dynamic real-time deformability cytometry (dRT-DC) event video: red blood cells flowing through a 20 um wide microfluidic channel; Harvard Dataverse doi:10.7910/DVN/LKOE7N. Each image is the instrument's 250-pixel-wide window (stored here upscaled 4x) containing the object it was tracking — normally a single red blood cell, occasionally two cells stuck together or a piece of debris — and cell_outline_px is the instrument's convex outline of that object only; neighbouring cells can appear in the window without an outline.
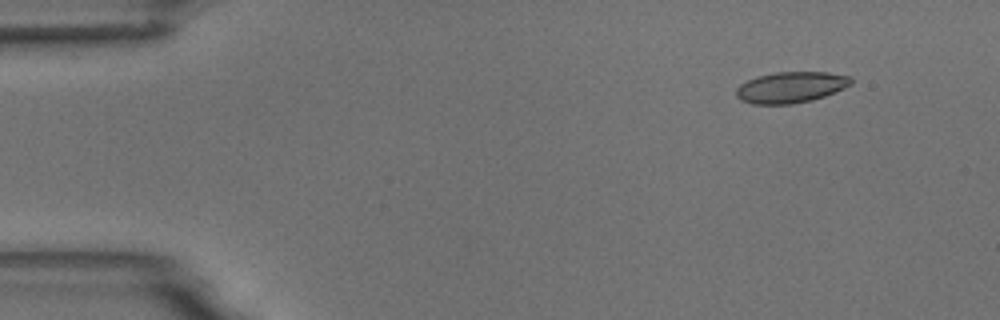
{"species": "common noctule bat (a hibernating species)", "species_latin": "Nyctalus noctula", "temperature_condition": "room temperature", "stored_images_in_passage": 5, "camera_frame_rate_fps": 3000, "um_per_image_px": 0.085, "animal": {"sex": "male", "body_mass_g": 18.8}, "frame": {"image": 1, "passage_image": 2, "time_ms": 1.333, "image_size_px": [1000, 320], "cell_outline_px": [[852, 84], [844, 88], [824, 96], [812, 100], [792, 104], [752, 104], [740, 100], [736, 96], [736, 88], [740, 84], [756, 76], [776, 72], [828, 72], [852, 76]], "centroid_in_image_um": [67.22, 7.41], "position_along_channel_um": 17.8, "area_um2": 20.92}}
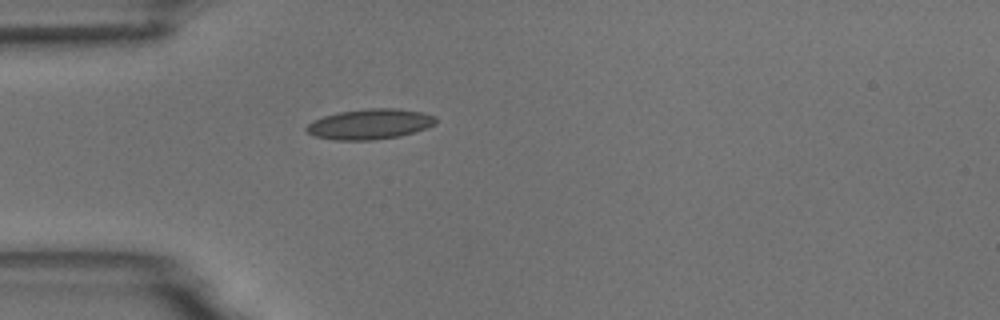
{"frame": {"image": 2, "passage_image": 5, "time_ms": 4.667, "image_size_px": [1000, 320], "cell_outline_px": [[436, 124], [428, 128], [400, 136], [372, 140], [332, 140], [316, 136], [308, 132], [304, 128], [312, 120], [336, 112], [368, 108], [396, 108], [424, 112], [436, 116]], "centroid_in_image_um": [31.46, 10.54], "position_along_channel_um": 53.5, "area_um2": 23.12}}